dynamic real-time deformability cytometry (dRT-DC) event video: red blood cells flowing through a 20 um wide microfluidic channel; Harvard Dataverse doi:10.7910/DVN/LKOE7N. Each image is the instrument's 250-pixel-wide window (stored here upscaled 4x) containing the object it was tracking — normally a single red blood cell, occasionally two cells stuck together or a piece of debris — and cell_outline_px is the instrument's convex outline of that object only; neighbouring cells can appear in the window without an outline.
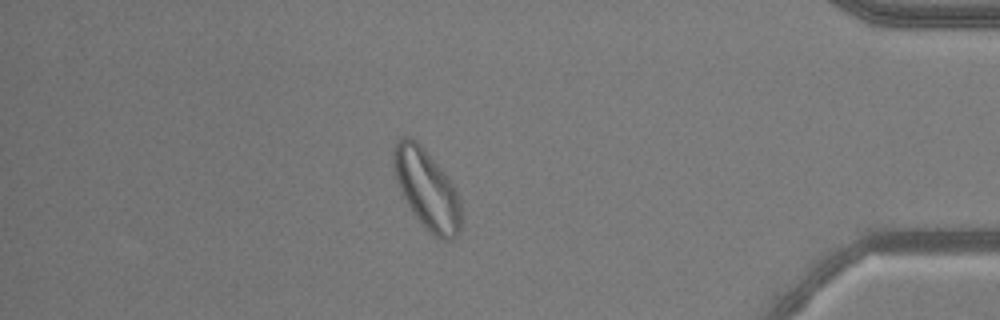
{"species": "common noctule bat (a hibernating species)", "species_latin": "Nyctalus noctula", "temperature_condition": "warm", "stored_images_in_passage": 52, "camera_frame_rate_fps": 3000, "um_per_image_px": 0.085, "animal": {"sex": "male", "body_mass_g": 20.5, "forearm_length_mm": 52.5}, "frame": {"image": 1, "passage_image": 45, "time_ms": 14.667, "image_size_px": [1000, 320], "cell_outline_px": [[460, 232], [452, 240], [440, 240], [424, 228], [412, 212], [400, 188], [392, 164], [392, 148], [396, 140], [400, 136], [408, 136], [416, 140], [424, 148], [452, 184], [460, 200]], "centroid_in_image_um": [36.25, 16.07], "position_along_channel_um": 399.0, "area_um2": 31.1}, "authors_computed_cell_mechanics": {"area_um2": 29.9982, "velocity_mm_per_s": 3.7853, "shape_relaxation_time_tau1_ms": null, "shape_relaxation_time_tau2_ms": 0.8524, "deformation_change_tau1": null, "deformation_change_tau2": 0.0609}}